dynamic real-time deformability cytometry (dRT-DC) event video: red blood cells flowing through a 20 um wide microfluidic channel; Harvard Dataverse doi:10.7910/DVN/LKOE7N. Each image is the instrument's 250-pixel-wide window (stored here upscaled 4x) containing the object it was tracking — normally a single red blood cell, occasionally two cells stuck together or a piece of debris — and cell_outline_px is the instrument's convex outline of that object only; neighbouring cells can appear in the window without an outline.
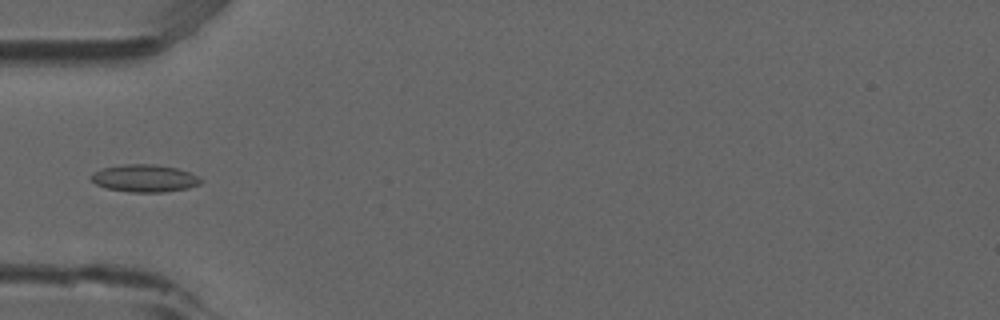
{"species": "common noctule bat (a hibernating species)", "species_latin": "Nyctalus noctula", "temperature_condition": "room temperature", "stored_images_in_passage": 5, "camera_frame_rate_fps": 3000, "um_per_image_px": 0.085, "animal": {"sex": "male", "forearm_length_mm": 52.5}, "frame": {"image": 1, "passage_image": 4, "time_ms": 1.0, "image_size_px": [1000, 320], "cell_outline_px": [[200, 184], [188, 188], [164, 192], [132, 192], [108, 188], [96, 184], [88, 176], [92, 172], [100, 168], [124, 164], [152, 164], [176, 168], [188, 172], [196, 176], [200, 180]], "centroid_in_image_um": [12.22, 15.15], "position_along_channel_um": 72.8, "area_um2": 17.4}}
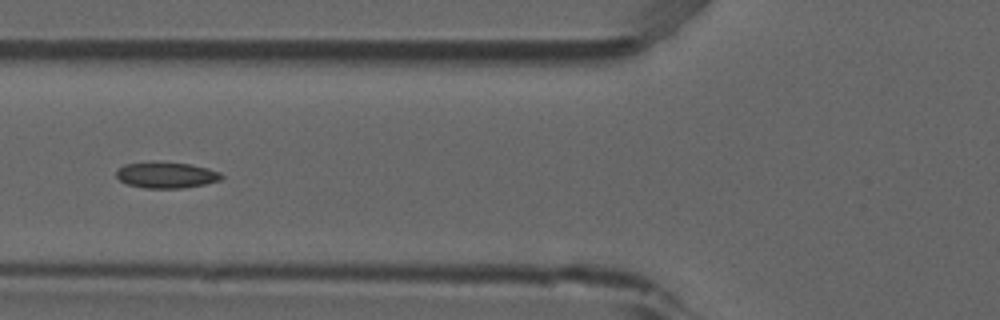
{"frame": {"image": 2, "passage_image": 5, "time_ms": 1.333, "image_size_px": [1000, 320], "cell_outline_px": [[224, 176], [220, 180], [204, 184], [184, 188], [144, 188], [128, 184], [120, 180], [116, 176], [116, 172], [124, 164], [156, 160], [192, 164], [208, 168], [220, 172]], "centroid_in_image_um": [14.14, 14.85], "position_along_channel_um": 111.7, "area_um2": 16.3}}